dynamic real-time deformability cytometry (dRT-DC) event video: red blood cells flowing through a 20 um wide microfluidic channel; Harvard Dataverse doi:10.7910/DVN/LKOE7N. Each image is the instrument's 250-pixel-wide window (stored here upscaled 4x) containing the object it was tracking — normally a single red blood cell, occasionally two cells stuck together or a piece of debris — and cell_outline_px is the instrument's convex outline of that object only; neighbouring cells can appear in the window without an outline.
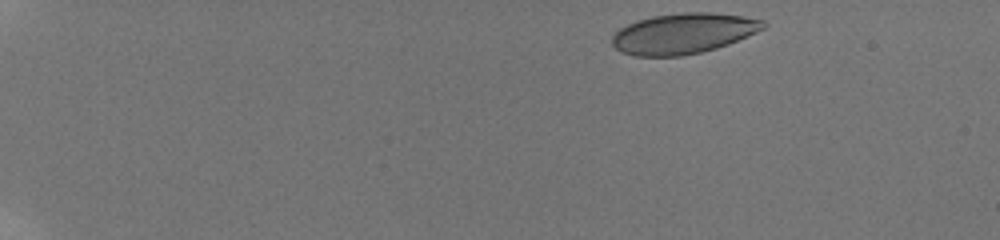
{"species": "human", "species_latin": "Homo sapiens", "temperature_condition": "room temperature", "stored_images_in_passage": 44, "camera_frame_rate_fps": 3000, "um_per_image_px": 0.085, "donor": {"sex": "male"}, "frame": {"image": 1, "passage_image": 1, "time_ms": 0.0, "image_size_px": [1000, 240], "cell_outline_px": [[768, 28], [728, 44], [716, 48], [700, 52], [680, 56], [636, 56], [620, 52], [612, 44], [612, 36], [620, 28], [636, 20], [652, 16], [680, 12], [712, 12], [744, 16], [764, 20], [768, 24]], "centroid_in_image_um": [58.12, 2.83], "position_along_channel_um": 26.9, "area_um2": 36.01}}
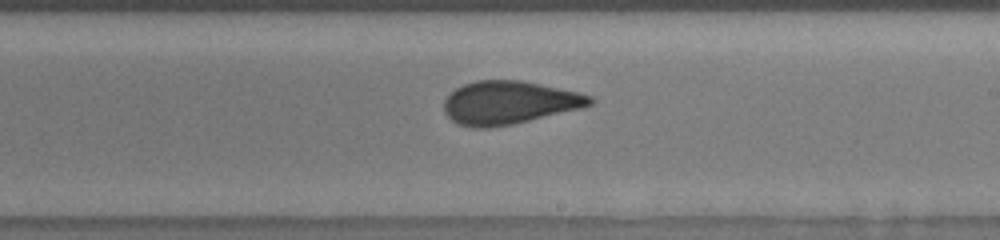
{"frame": {"image": 2, "passage_image": 20, "time_ms": 9.333, "image_size_px": [1000, 240], "cell_outline_px": [[596, 100], [592, 104], [584, 108], [512, 124], [488, 128], [472, 128], [456, 124], [444, 112], [444, 100], [456, 88], [464, 84], [476, 80], [520, 80], [580, 92], [592, 96]], "centroid_in_image_um": [43.3, 8.73], "position_along_channel_um": 245.7, "area_um2": 36.93}}
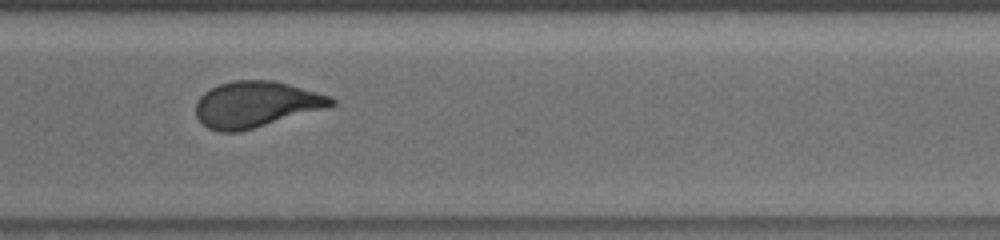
{"frame": {"image": 3, "passage_image": 30, "time_ms": 12.0, "image_size_px": [1000, 240], "cell_outline_px": [[336, 104], [324, 108], [240, 132], [220, 132], [208, 128], [196, 116], [196, 100], [204, 92], [220, 84], [232, 80], [272, 80], [288, 84], [332, 96], [336, 100]], "centroid_in_image_um": [21.74, 8.86], "position_along_channel_um": 348.9, "area_um2": 36.07}, "authors_computed_cell_mechanics": {"area_um2": 36.125, "velocity_mm_per_s": 3.8665, "shape_relaxation_time_tau1_ms": null, "shape_relaxation_time_tau2_ms": 0.9517, "deformation_change_tau1": null, "deformation_change_tau2": 0.0447}}